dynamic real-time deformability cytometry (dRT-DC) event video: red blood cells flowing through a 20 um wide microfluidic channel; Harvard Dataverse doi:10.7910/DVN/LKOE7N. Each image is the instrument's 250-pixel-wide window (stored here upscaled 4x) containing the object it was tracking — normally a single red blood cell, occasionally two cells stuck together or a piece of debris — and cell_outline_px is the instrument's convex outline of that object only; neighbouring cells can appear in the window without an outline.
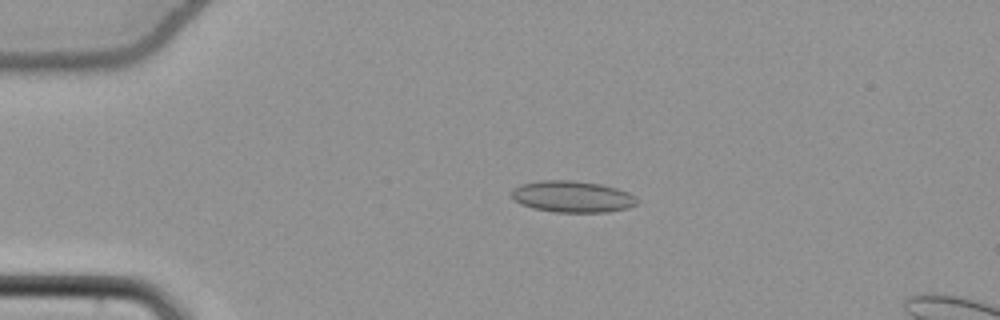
{"species": "common noctule bat (a hibernating species)", "species_latin": "Nyctalus noctula", "temperature_condition": "cold", "stored_images_in_passage": 43, "camera_frame_rate_fps": 3000, "um_per_image_px": 0.085, "animal": {"sex": "female", "body_mass_g": 22.7, "forearm_length_mm": 54.2}, "frame": {"image": 1, "passage_image": 1, "time_ms": 0.0, "image_size_px": [1000, 320], "cell_outline_px": [[640, 200], [636, 204], [628, 208], [608, 212], [556, 212], [532, 208], [520, 204], [512, 196], [512, 188], [520, 184], [540, 180], [572, 180], [600, 184], [616, 188], [628, 192], [636, 196]], "centroid_in_image_um": [48.66, 16.71], "position_along_channel_um": 36.3, "area_um2": 23.18}}
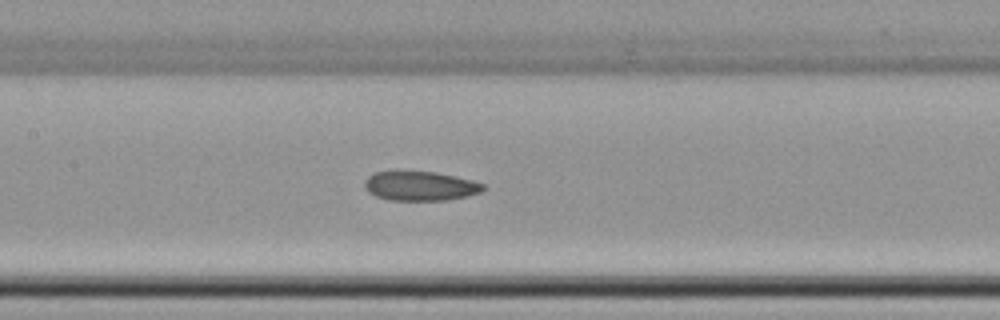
{"frame": {"image": 2, "passage_image": 15, "time_ms": 4.667, "image_size_px": [1000, 320], "cell_outline_px": [[484, 188], [480, 192], [464, 196], [444, 200], [388, 200], [376, 196], [368, 192], [364, 184], [364, 180], [368, 176], [376, 172], [396, 168], [436, 172], [472, 180], [484, 184]], "centroid_in_image_um": [35.63, 15.76], "position_along_channel_um": 171.8, "area_um2": 20.81}}
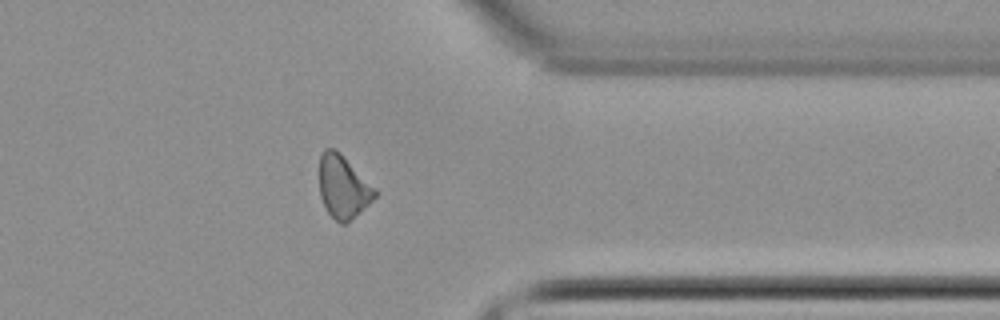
{"frame": {"image": 3, "passage_image": 32, "time_ms": 10.333, "image_size_px": [1000, 320], "cell_outline_px": [[380, 192], [348, 224], [340, 224], [328, 212], [320, 196], [320, 156], [324, 148], [336, 148]], "centroid_in_image_um": [29.19, 15.88], "position_along_channel_um": 382.2, "area_um2": 20.46}, "authors_computed_cell_mechanics": {"area_um2": 20.6924, "velocity_mm_per_s": 3.8671, "shape_relaxation_time_tau1_ms": null, "shape_relaxation_time_tau2_ms": 4.9605, "deformation_change_tau1": null, "deformation_change_tau2": 0.113}}